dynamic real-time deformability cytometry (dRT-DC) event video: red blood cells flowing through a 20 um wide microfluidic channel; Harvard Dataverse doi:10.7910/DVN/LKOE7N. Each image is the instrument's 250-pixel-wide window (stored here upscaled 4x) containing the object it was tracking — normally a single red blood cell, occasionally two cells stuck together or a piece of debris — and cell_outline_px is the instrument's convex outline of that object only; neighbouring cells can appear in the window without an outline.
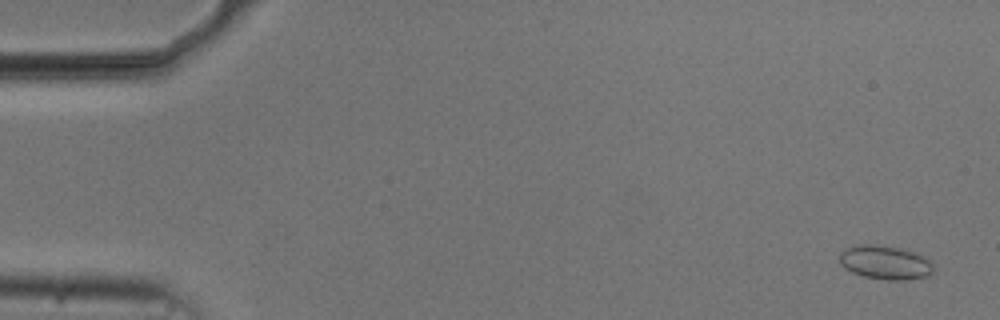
{"species": "common noctule bat (a hibernating species)", "species_latin": "Nyctalus noctula", "temperature_condition": "cold", "stored_images_in_passage": 30, "camera_frame_rate_fps": 3000, "um_per_image_px": 0.085, "animal": {"sex": "male", "body_mass_g": 20.5, "forearm_length_mm": 52.5}, "frame": {"image": 1, "passage_image": 2, "time_ms": 0.333, "image_size_px": [1000, 320], "cell_outline_px": [[932, 272], [928, 276], [904, 280], [888, 280], [864, 276], [852, 272], [844, 268], [840, 264], [840, 252], [844, 248], [856, 244], [872, 244], [900, 248], [916, 252], [928, 260], [932, 264]], "centroid_in_image_um": [75.2, 22.3], "position_along_channel_um": 9.8, "area_um2": 18.55}}
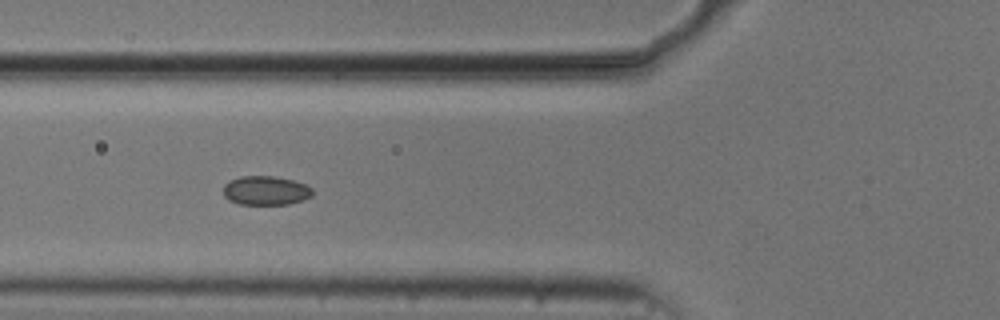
{"frame": {"image": 2, "passage_image": 20, "time_ms": 6.333, "image_size_px": [1000, 320], "cell_outline_px": [[312, 196], [304, 200], [288, 204], [240, 204], [228, 200], [224, 196], [224, 184], [240, 176], [276, 176], [292, 180], [304, 184], [312, 188]], "centroid_in_image_um": [22.59, 16.2], "position_along_channel_um": 103.2, "area_um2": 15.09}}
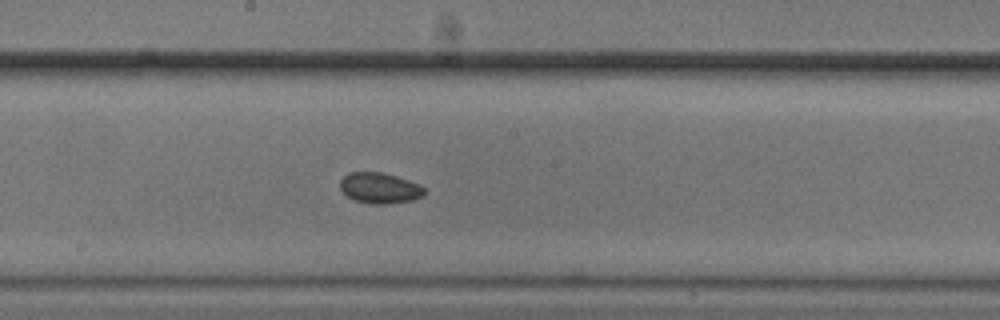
{"frame": {"image": 3, "passage_image": 29, "time_ms": 9.333, "image_size_px": [1000, 320], "cell_outline_px": [[424, 196], [412, 200], [388, 204], [372, 204], [356, 200], [348, 196], [340, 188], [340, 180], [348, 172], [384, 172], [420, 184], [424, 188]], "centroid_in_image_um": [32.29, 15.97], "position_along_channel_um": 215.9, "area_um2": 15.09}}